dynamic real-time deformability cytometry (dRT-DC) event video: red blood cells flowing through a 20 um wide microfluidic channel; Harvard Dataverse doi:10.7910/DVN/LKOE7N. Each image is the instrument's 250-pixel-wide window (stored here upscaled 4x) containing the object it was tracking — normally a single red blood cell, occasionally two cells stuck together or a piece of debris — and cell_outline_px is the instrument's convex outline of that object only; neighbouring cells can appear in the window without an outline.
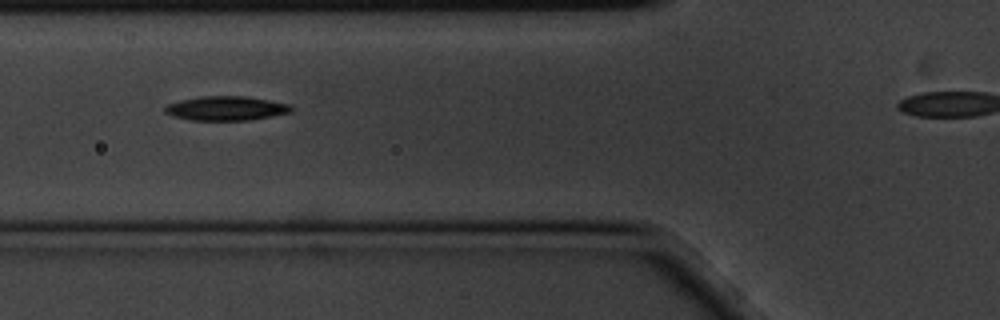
{"species": "common noctule bat (a hibernating species)", "species_latin": "Nyctalus noctula", "temperature_condition": "cold", "stored_images_in_passage": 9, "segment_of_instrument_passage": [1, 2], "camera_frame_rate_fps": 3000, "um_per_image_px": 0.085, "animal": {"sex": "male", "body_mass_g": 20.1, "forearm_length_mm": 53.5}, "frame": {"image": 1, "passage_image": 3, "time_ms": 0.667, "image_size_px": [1000, 320], "cell_outline_px": [[292, 112], [272, 116], [248, 120], [192, 120], [176, 116], [164, 112], [164, 108], [168, 104], [180, 100], [200, 96], [244, 96], [292, 104]], "centroid_in_image_um": [19.25, 9.2], "position_along_channel_um": 106.6, "area_um2": 17.74}}
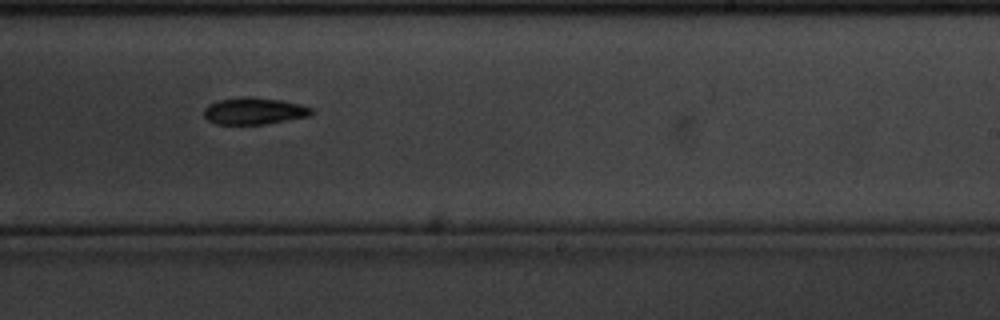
{"frame": {"image": 2, "passage_image": 7, "time_ms": 2.0, "image_size_px": [1000, 320], "cell_outline_px": [[312, 116], [264, 124], [216, 124], [208, 120], [204, 116], [204, 108], [208, 104], [216, 100], [244, 96], [252, 96], [280, 100], [300, 104], [312, 108]], "centroid_in_image_um": [21.58, 9.42], "position_along_channel_um": 267.4, "area_um2": 16.99}}
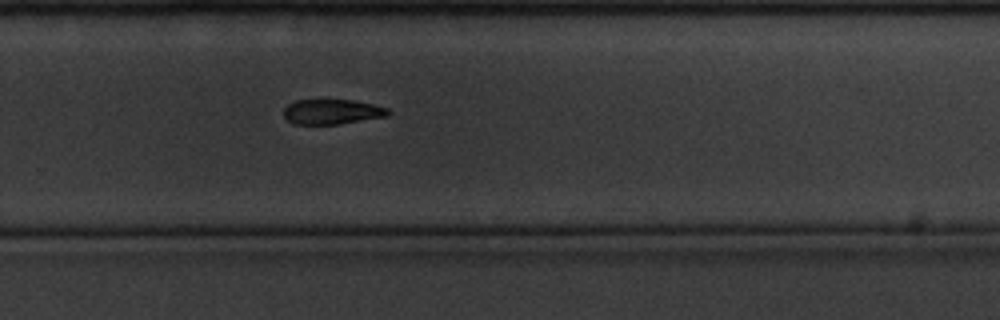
{"frame": {"image": 3, "passage_image": 8, "time_ms": 2.333, "image_size_px": [1000, 320], "cell_outline_px": [[392, 112], [388, 116], [340, 124], [292, 124], [284, 116], [284, 108], [288, 104], [296, 100], [352, 100], [372, 104], [388, 108]], "centroid_in_image_um": [28.24, 9.5], "position_along_channel_um": 301.6, "area_um2": 15.26}}